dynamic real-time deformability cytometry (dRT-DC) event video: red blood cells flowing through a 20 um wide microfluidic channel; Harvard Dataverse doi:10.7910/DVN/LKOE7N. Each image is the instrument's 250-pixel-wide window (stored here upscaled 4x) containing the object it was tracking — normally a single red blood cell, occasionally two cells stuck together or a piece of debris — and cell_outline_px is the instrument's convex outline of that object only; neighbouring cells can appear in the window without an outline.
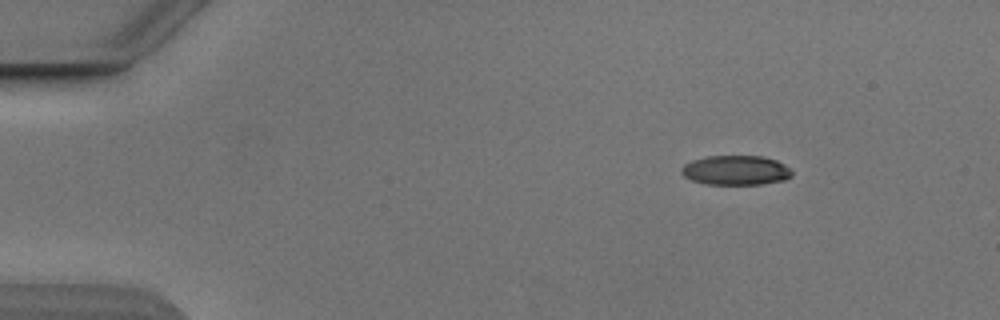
{"species": "Egyptian fruit bat (a non-hibernating species)", "species_latin": "Rousettus aegyptiacus", "temperature_condition": "cold", "stored_images_in_passage": 47, "camera_frame_rate_fps": 3000, "um_per_image_px": 0.085, "animal": {"sex": "male"}, "frame": {"image": 1, "passage_image": 1, "time_ms": 0.0, "image_size_px": [1000, 320], "cell_outline_px": [[792, 176], [784, 180], [760, 184], [708, 184], [692, 180], [684, 176], [680, 172], [680, 168], [684, 164], [692, 160], [704, 156], [764, 156], [776, 160], [792, 168]], "centroid_in_image_um": [62.55, 14.46], "position_along_channel_um": 22.5, "area_um2": 19.19}}
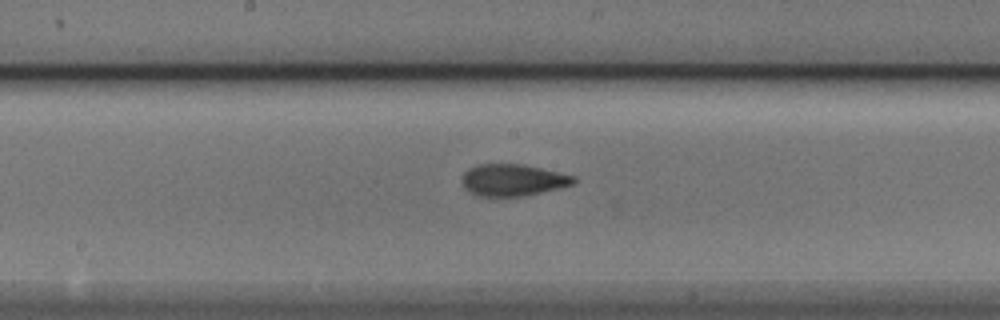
{"frame": {"image": 2, "passage_image": 22, "time_ms": 7.0, "image_size_px": [1000, 320], "cell_outline_px": [[576, 180], [572, 184], [556, 188], [520, 196], [480, 196], [464, 188], [460, 180], [464, 172], [468, 168], [476, 164], [524, 164], [576, 176]], "centroid_in_image_um": [43.54, 15.28], "position_along_channel_um": 204.7, "area_um2": 20.52}}
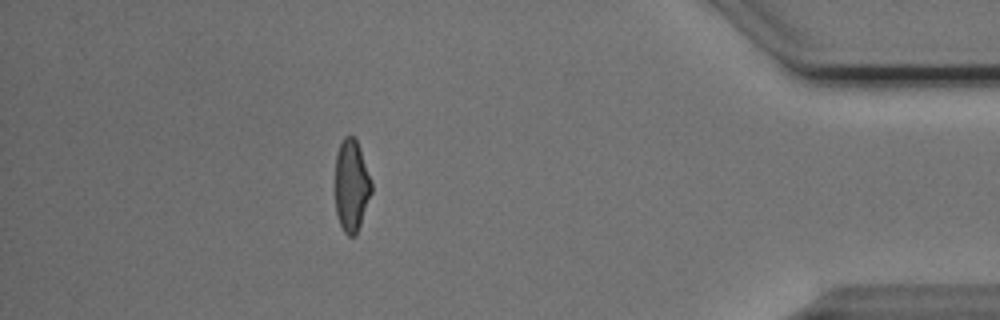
{"frame": {"image": 3, "passage_image": 41, "time_ms": 13.333, "image_size_px": [1000, 320], "cell_outline_px": [[372, 192], [360, 224], [356, 232], [352, 236], [348, 236], [344, 232], [340, 224], [336, 212], [336, 152], [344, 136], [352, 136], [356, 140], [360, 148], [372, 180]], "centroid_in_image_um": [29.88, 15.75], "position_along_channel_um": 405.3, "area_um2": 19.31}, "authors_computed_cell_mechanics": {"area_um2": 20.23, "velocity_mm_per_s": 3.8693, "shape_relaxation_time_tau1_ms": 5.4608, "shape_relaxation_time_tau2_ms": 1.9155, "deformation_change_tau1": 0.1627, "deformation_change_tau2": 0.0813}}